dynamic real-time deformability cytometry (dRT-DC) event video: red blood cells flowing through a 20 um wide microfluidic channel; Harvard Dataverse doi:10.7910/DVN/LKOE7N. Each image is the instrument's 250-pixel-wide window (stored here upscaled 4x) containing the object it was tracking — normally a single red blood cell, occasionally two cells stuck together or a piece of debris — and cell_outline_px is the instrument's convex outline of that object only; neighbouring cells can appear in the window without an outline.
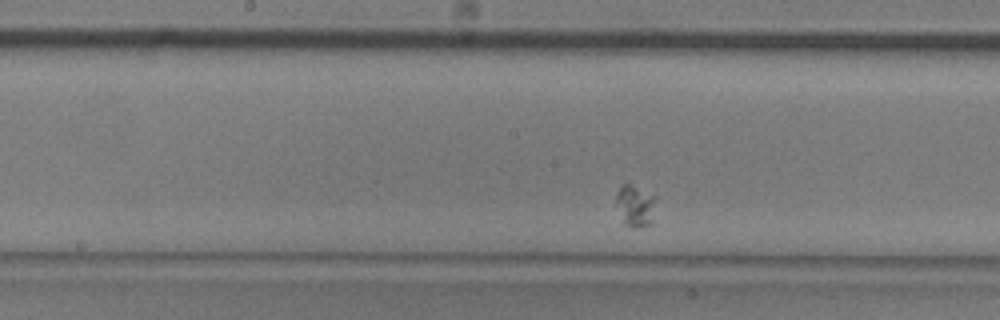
{"species": "common noctule bat (a hibernating species)", "species_latin": "Nyctalus noctula", "temperature_condition": "room temperature", "stored_images_in_passage": 31, "camera_frame_rate_fps": 3000, "um_per_image_px": 0.085, "animal": {"sex": "male", "body_mass_g": 20.5, "forearm_length_mm": 52.5}, "frame": {"image": 1, "passage_image": 13, "time_ms": 4.0, "image_size_px": [1000, 320], "cell_outline_px": [[656, 196], [652, 224], [636, 228], [632, 228], [624, 224], [616, 204], [616, 192], [628, 180]], "centroid_in_image_um": [54.01, 17.45], "position_along_channel_um": 194.2, "area_um2": 10.06}}